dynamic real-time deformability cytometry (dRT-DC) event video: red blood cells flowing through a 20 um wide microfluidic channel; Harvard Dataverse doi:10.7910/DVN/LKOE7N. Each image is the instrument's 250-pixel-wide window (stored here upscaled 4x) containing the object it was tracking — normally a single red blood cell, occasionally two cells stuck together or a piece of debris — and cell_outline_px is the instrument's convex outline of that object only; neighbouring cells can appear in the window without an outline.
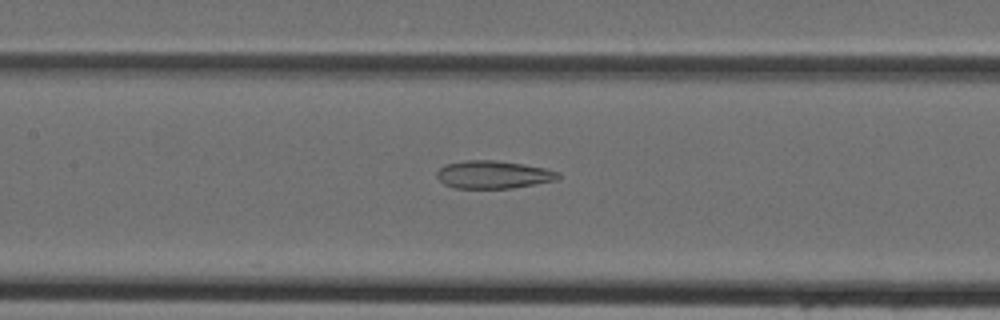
{"species": "Egyptian fruit bat (a non-hibernating species)", "species_latin": "Rousettus aegyptiacus", "temperature_condition": "cold", "stored_images_in_passage": 42, "camera_frame_rate_fps": 3000, "um_per_image_px": 0.085, "animal": {"sex": "female"}, "frame": {"image": 1, "passage_image": 20, "time_ms": 6.333, "image_size_px": [1000, 320], "cell_outline_px": [[560, 176], [556, 180], [512, 188], [452, 188], [444, 184], [436, 176], [436, 172], [444, 164], [464, 160], [496, 160], [524, 164], [544, 168], [560, 172]], "centroid_in_image_um": [41.9, 14.83], "position_along_channel_um": 165.5, "area_um2": 19.77}}
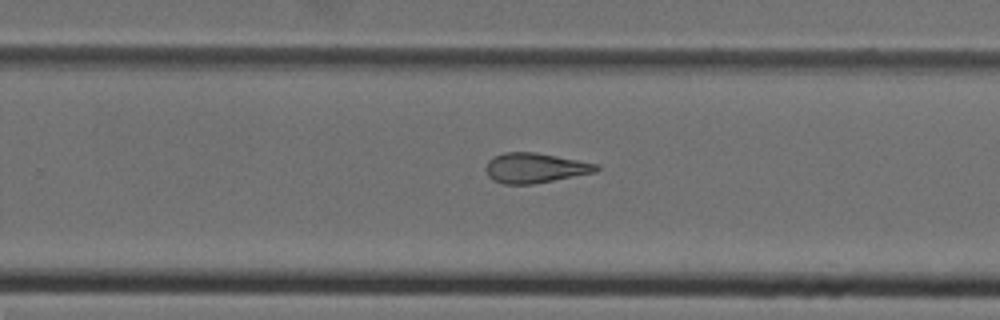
{"frame": {"image": 2, "passage_image": 28, "time_ms": 9.0, "image_size_px": [1000, 320], "cell_outline_px": [[600, 168], [596, 172], [532, 184], [504, 184], [492, 180], [488, 176], [484, 168], [488, 160], [504, 152], [536, 152], [596, 164]], "centroid_in_image_um": [45.42, 14.28], "position_along_channel_um": 284.4, "area_um2": 19.13}}
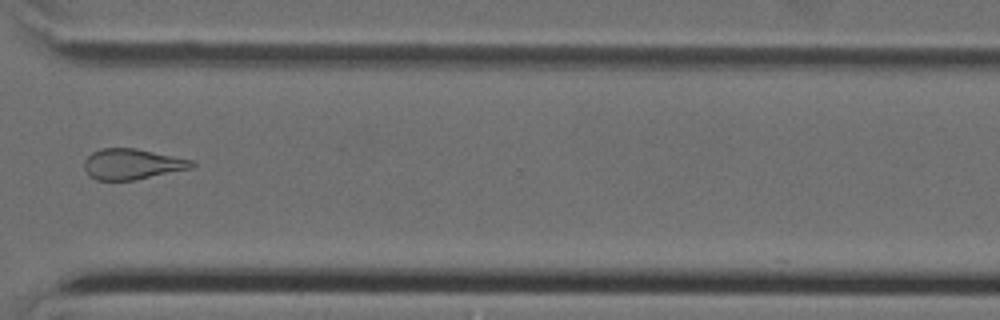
{"frame": {"image": 3, "passage_image": 33, "time_ms": 10.667, "image_size_px": [1000, 320], "cell_outline_px": [[196, 164], [192, 168], [136, 180], [96, 180], [88, 176], [84, 168], [84, 160], [92, 152], [100, 148], [136, 148], [192, 160]], "centroid_in_image_um": [11.21, 13.95], "position_along_channel_um": 359.4, "area_um2": 19.31}}